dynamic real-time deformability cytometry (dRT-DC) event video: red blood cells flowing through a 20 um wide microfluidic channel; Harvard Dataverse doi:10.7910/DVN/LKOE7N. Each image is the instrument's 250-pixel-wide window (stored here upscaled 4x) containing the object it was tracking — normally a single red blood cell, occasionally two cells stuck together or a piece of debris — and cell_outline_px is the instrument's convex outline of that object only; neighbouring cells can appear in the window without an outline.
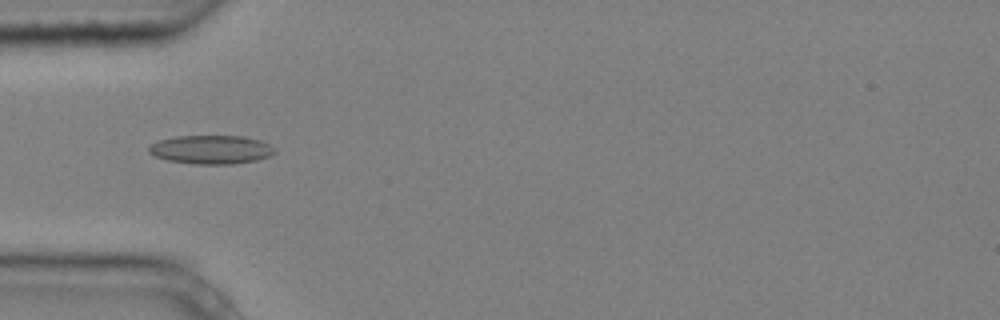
{"species": "common noctule bat (a hibernating species)", "species_latin": "Nyctalus noctula", "temperature_condition": "cold", "stored_images_in_passage": 4, "camera_frame_rate_fps": 3000, "um_per_image_px": 0.085, "animal": {"sex": "male", "body_mass_g": 20.4}, "frame": {"image": 1, "passage_image": 2, "time_ms": 0.333, "image_size_px": [1000, 320], "cell_outline_px": [[276, 152], [268, 156], [256, 160], [232, 164], [196, 164], [168, 160], [156, 156], [148, 152], [148, 144], [160, 140], [176, 136], [244, 136], [260, 140], [276, 148]], "centroid_in_image_um": [17.94, 12.71], "position_along_channel_um": 67.1, "area_um2": 21.04}}
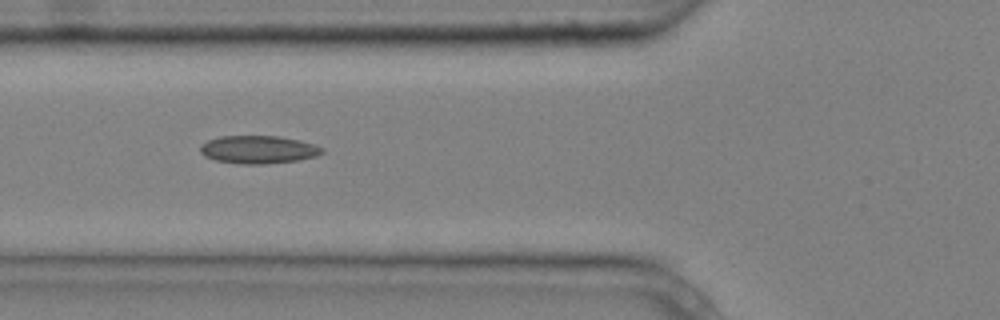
{"frame": {"image": 2, "passage_image": 3, "time_ms": 0.667, "image_size_px": [1000, 320], "cell_outline_px": [[324, 152], [316, 156], [296, 160], [264, 164], [240, 164], [216, 160], [204, 156], [200, 152], [200, 144], [208, 140], [220, 136], [280, 136], [300, 140], [324, 148]], "centroid_in_image_um": [21.94, 12.71], "position_along_channel_um": 103.9, "area_um2": 19.83}}